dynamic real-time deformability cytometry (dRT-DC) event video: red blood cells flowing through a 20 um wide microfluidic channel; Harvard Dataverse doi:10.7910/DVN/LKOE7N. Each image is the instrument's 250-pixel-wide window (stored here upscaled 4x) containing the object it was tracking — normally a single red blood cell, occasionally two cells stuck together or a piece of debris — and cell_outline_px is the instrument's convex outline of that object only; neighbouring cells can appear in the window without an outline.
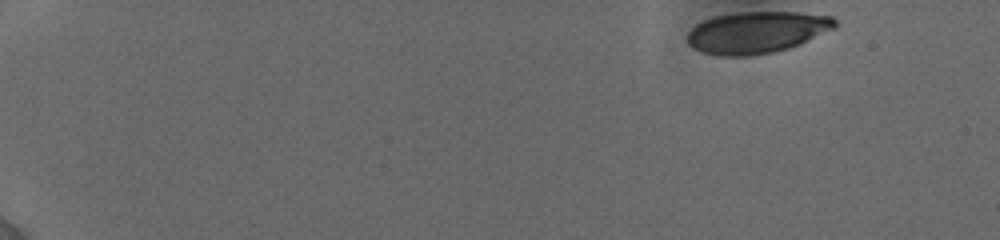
{"species": "human", "species_latin": "Homo sapiens", "temperature_condition": "cold", "stored_images_in_passage": 57, "camera_frame_rate_fps": 3000, "um_per_image_px": 0.085, "donor": {"sex": "female"}, "frame": {"image": 1, "passage_image": 1, "time_ms": 0.0, "image_size_px": [1000, 240], "cell_outline_px": [[836, 28], [788, 48], [772, 52], [748, 56], [716, 56], [700, 52], [692, 48], [688, 44], [688, 32], [696, 24], [704, 20], [716, 16], [740, 12], [796, 12], [832, 16], [836, 20]], "centroid_in_image_um": [64.3, 2.75], "position_along_channel_um": 20.7, "area_um2": 35.84}}
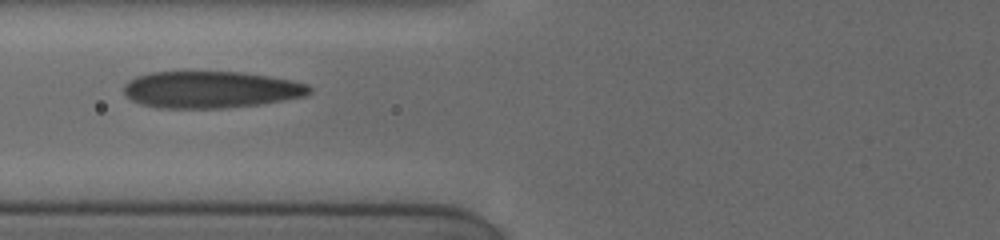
{"frame": {"image": 2, "passage_image": 45, "time_ms": 6.333, "image_size_px": [1000, 240], "cell_outline_px": [[312, 92], [304, 96], [260, 104], [220, 108], [160, 108], [140, 104], [124, 96], [124, 84], [128, 80], [136, 76], [152, 72], [240, 72], [268, 76], [308, 84], [312, 88]], "centroid_in_image_um": [17.87, 7.62], "position_along_channel_um": 107.9, "area_um2": 39.77}}
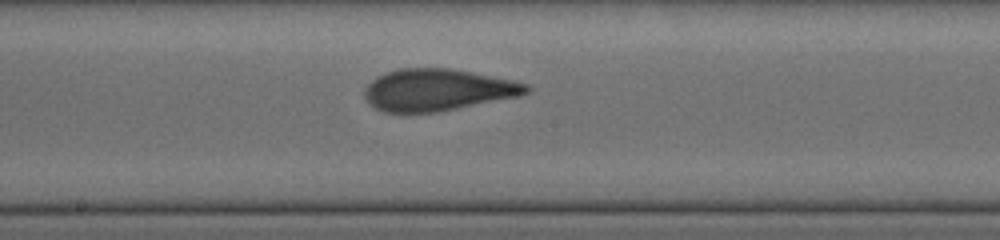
{"frame": {"image": 3, "passage_image": 56, "time_ms": 9.0, "image_size_px": [1000, 240], "cell_outline_px": [[532, 88], [528, 92], [520, 96], [436, 112], [384, 112], [368, 104], [364, 100], [364, 88], [376, 76], [384, 72], [400, 68], [452, 68], [516, 80], [528, 84]], "centroid_in_image_um": [37.19, 7.63], "position_along_channel_um": 211.0, "area_um2": 39.82}}